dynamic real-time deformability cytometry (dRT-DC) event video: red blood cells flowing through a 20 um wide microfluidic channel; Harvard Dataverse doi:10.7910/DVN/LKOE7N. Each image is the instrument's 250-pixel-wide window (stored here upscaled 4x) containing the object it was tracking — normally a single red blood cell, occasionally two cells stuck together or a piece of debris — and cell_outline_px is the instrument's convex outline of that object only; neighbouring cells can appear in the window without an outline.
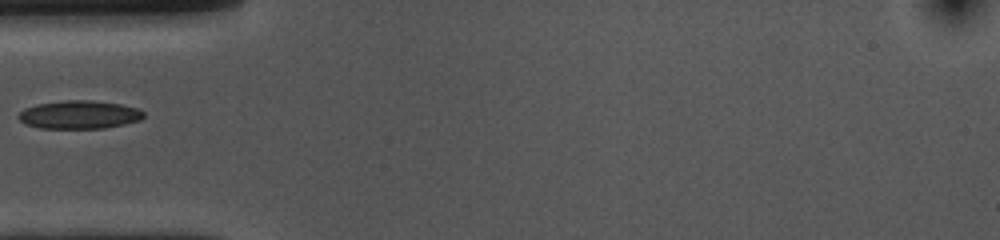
{"species": "common noctule bat (a hibernating species)", "species_latin": "Nyctalus noctula", "temperature_condition": "cold", "stored_images_in_passage": 38, "camera_frame_rate_fps": 3000, "um_per_image_px": 0.085, "animal": {"sex": "female", "body_mass_g": 10.0, "forearm_length_mm": 53.1}, "frame": {"image": 1, "passage_image": 1, "time_ms": 0.0, "image_size_px": [1000, 240], "cell_outline_px": [[144, 116], [140, 120], [124, 124], [104, 128], [40, 128], [24, 124], [16, 116], [24, 108], [36, 104], [68, 100], [92, 100], [120, 104], [136, 108], [144, 112]], "centroid_in_image_um": [6.7, 9.75], "position_along_channel_um": 78.3, "area_um2": 20.58}}
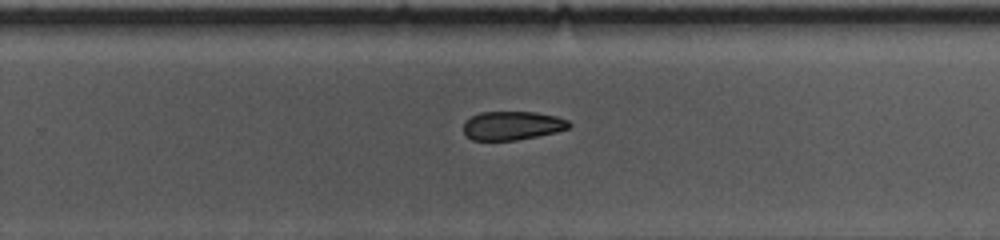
{"frame": {"image": 2, "passage_image": 18, "time_ms": 5.667, "image_size_px": [1000, 240], "cell_outline_px": [[572, 124], [568, 128], [556, 132], [516, 140], [472, 140], [464, 132], [464, 120], [480, 112], [536, 112], [556, 116], [568, 120]], "centroid_in_image_um": [43.54, 10.67], "position_along_channel_um": 286.3, "area_um2": 17.63}}
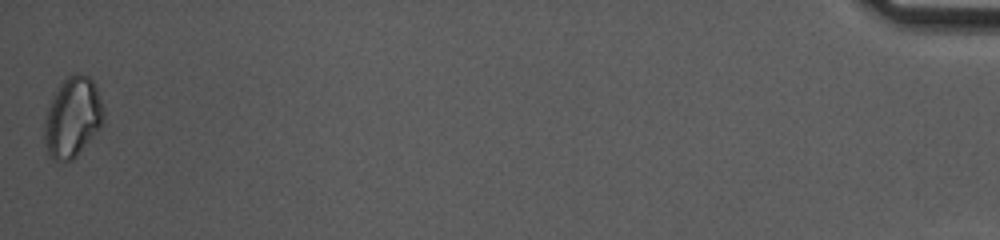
{"frame": {"image": 3, "passage_image": 38, "time_ms": 12.333, "image_size_px": [1000, 240], "cell_outline_px": [[104, 120], [100, 128], [76, 156], [72, 160], [52, 160], [48, 156], [44, 136], [44, 120], [52, 96], [60, 84], [68, 76], [76, 72], [80, 72], [88, 76], [92, 80], [96, 88], [104, 108]], "centroid_in_image_um": [6.16, 9.96], "position_along_channel_um": 429.0, "area_um2": 27.63}}